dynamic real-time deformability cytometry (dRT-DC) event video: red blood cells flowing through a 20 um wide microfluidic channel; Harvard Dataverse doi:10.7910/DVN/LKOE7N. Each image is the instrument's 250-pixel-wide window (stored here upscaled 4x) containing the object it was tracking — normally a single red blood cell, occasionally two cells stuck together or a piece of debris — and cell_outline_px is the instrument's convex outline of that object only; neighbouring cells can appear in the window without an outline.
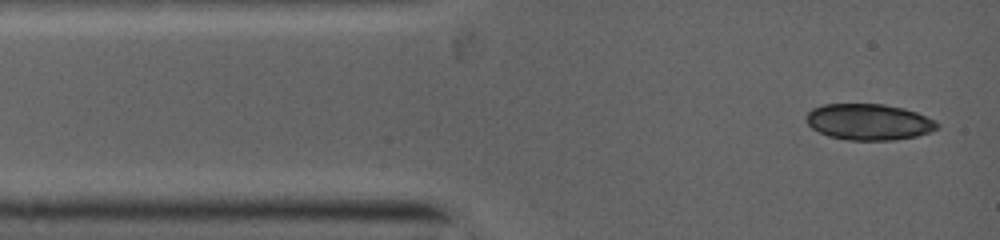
{"species": "common noctule bat (a hibernating species)", "species_latin": "Nyctalus noctula", "temperature_condition": "warm", "stored_images_in_passage": 4, "camera_frame_rate_fps": 5000, "um_per_image_px": 0.085, "animal": {"sex": "female", "body_mass_g": 19.0, "forearm_length_mm": 53.3}, "frame": {"image": 1, "passage_image": 1, "time_ms": 0.0, "image_size_px": [1000, 240], "cell_outline_px": [[936, 128], [928, 132], [916, 136], [888, 140], [852, 140], [828, 136], [812, 128], [808, 124], [808, 112], [812, 108], [824, 104], [884, 104], [904, 108], [916, 112], [936, 120]], "centroid_in_image_um": [73.84, 10.35], "position_along_channel_um": 11.2, "area_um2": 27.22}}